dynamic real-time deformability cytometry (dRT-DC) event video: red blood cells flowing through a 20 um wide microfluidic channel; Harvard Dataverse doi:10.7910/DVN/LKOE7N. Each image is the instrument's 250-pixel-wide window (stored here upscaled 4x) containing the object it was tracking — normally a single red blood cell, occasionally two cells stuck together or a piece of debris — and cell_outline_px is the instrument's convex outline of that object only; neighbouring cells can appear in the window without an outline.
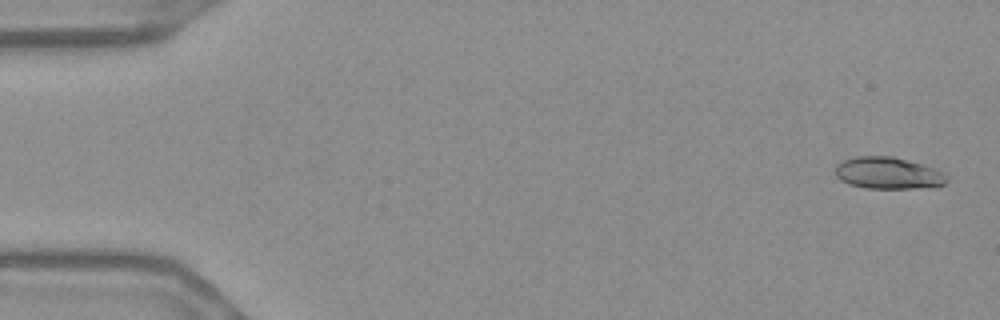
{"species": "Egyptian fruit bat (a non-hibernating species)", "species_latin": "Rousettus aegyptiacus", "temperature_condition": "warm", "stored_images_in_passage": 54, "camera_frame_rate_fps": 3000, "um_per_image_px": 0.085, "frame": {"image": 1, "passage_image": 1, "time_ms": 0.0, "image_size_px": [1000, 320], "cell_outline_px": [[948, 180], [944, 184], [936, 188], [864, 188], [848, 184], [840, 180], [836, 176], [836, 164], [844, 160], [856, 156], [892, 156], [936, 168], [944, 172], [948, 176]], "centroid_in_image_um": [75.53, 14.72], "position_along_channel_um": 9.5, "area_um2": 20.98}}
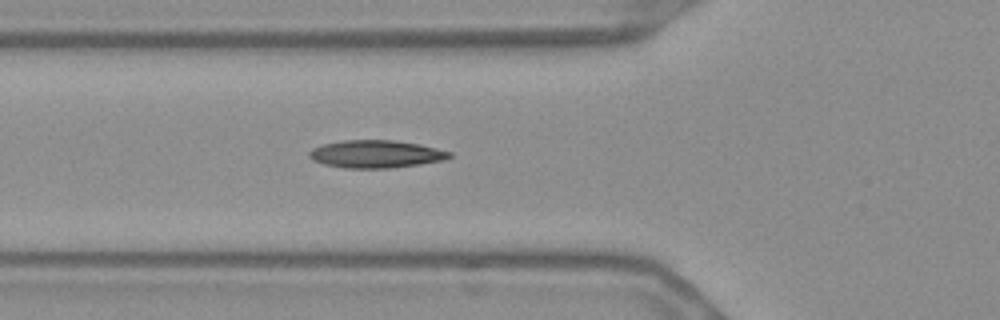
{"frame": {"image": 2, "passage_image": 19, "time_ms": 6.0, "image_size_px": [1000, 320], "cell_outline_px": [[452, 156], [444, 160], [420, 164], [392, 168], [344, 168], [324, 164], [312, 160], [308, 156], [308, 152], [312, 148], [324, 144], [344, 140], [392, 140], [420, 144], [452, 152]], "centroid_in_image_um": [31.95, 13.1], "position_along_channel_um": 93.9, "area_um2": 22.66}}
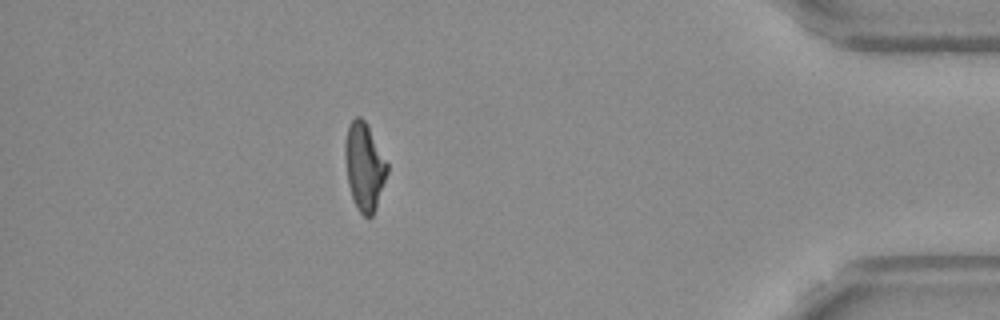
{"frame": {"image": 3, "passage_image": 48, "time_ms": 15.667, "image_size_px": [1000, 320], "cell_outline_px": [[388, 172], [376, 208], [372, 216], [364, 216], [356, 208], [348, 184], [344, 156], [344, 144], [348, 124], [356, 116], [360, 116], [368, 124], [388, 164]], "centroid_in_image_um": [30.96, 14.12], "position_along_channel_um": 404.2, "area_um2": 21.68}, "authors_computed_cell_mechanics": {"area_um2": 21.386, "velocity_mm_per_s": 3.6797, "shape_relaxation_time_tau1_ms": null, "shape_relaxation_time_tau2_ms": 2.5224, "deformation_change_tau1": null, "deformation_change_tau2": 0.0968}}